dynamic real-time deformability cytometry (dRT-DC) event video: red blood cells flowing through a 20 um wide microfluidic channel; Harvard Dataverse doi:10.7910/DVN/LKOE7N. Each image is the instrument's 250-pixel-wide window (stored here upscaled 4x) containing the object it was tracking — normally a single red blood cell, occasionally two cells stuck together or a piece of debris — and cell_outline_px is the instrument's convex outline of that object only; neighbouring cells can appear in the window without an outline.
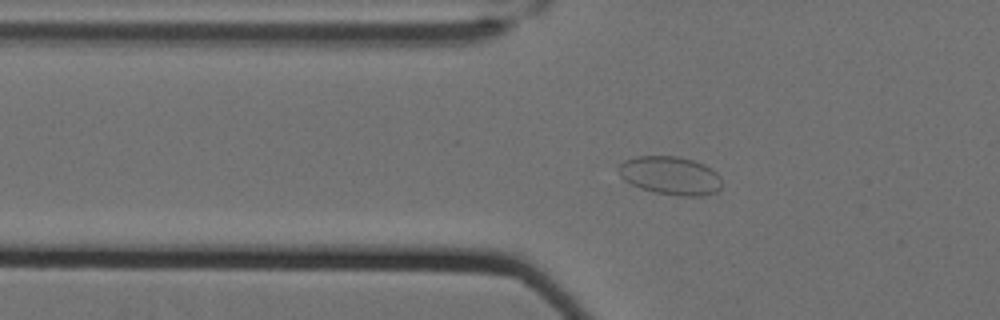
{"species": "Egyptian fruit bat (a non-hibernating species)", "species_latin": "Rousettus aegyptiacus", "temperature_condition": "cold", "stored_images_in_passage": 27, "segment_of_instrument_passage": [1, 2], "camera_frame_rate_fps": 3000, "um_per_image_px": 0.085, "animal": {"sex": "female"}, "frame": {"image": 1, "passage_image": 23, "time_ms": 7.333, "image_size_px": [1000, 320], "cell_outline_px": [[720, 188], [716, 192], [704, 196], [676, 196], [656, 192], [640, 188], [628, 184], [620, 176], [620, 164], [624, 160], [636, 156], [676, 156], [692, 160], [704, 164], [712, 168], [720, 176]], "centroid_in_image_um": [56.98, 14.93], "position_along_channel_um": 68.8, "area_um2": 23.18}}